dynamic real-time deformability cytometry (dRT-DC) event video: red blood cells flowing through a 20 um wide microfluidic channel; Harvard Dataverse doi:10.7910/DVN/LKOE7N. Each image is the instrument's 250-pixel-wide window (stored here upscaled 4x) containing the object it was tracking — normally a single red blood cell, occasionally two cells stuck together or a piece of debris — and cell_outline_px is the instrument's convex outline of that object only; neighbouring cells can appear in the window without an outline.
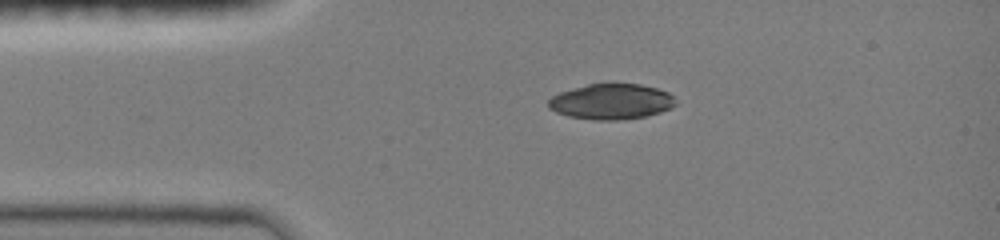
{"species": "common noctule bat (a hibernating species)", "species_latin": "Nyctalus noctula", "temperature_condition": "room temperature", "stored_images_in_passage": 2, "camera_frame_rate_fps": 3000, "um_per_image_px": 0.085, "animal": {"sex": "female", "body_mass_g": 19.0, "forearm_length_mm": 51.5}, "frame": {"image": 1, "passage_image": 1, "time_ms": 0.0, "image_size_px": [1000, 240], "cell_outline_px": [[676, 104], [660, 112], [644, 116], [616, 120], [596, 120], [568, 116], [556, 112], [548, 108], [548, 100], [552, 96], [560, 92], [588, 84], [608, 80], [640, 84], [656, 88], [668, 92], [672, 96]], "centroid_in_image_um": [51.93, 8.59], "position_along_channel_um": 33.1, "area_um2": 26.76}}